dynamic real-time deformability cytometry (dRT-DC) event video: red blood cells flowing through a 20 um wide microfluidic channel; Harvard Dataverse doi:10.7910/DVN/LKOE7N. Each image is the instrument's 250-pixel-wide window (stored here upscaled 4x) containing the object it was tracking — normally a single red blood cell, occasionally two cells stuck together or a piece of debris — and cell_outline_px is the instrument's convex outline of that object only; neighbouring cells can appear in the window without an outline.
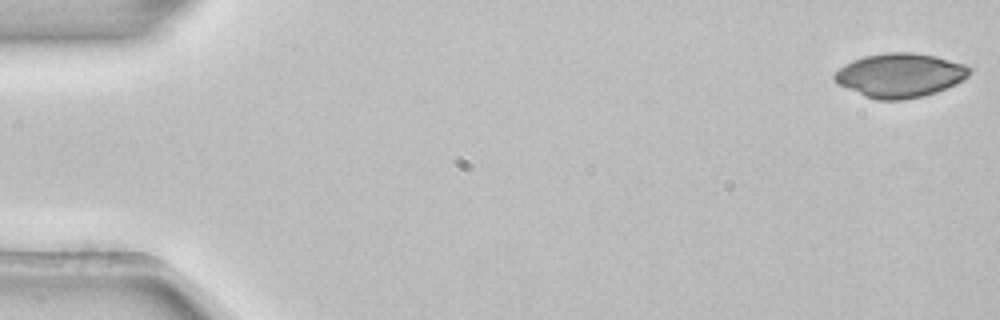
{"species": "common noctule bat (a hibernating species)", "species_latin": "Nyctalus noctula", "temperature_condition": "room temperature", "stored_images_in_passage": 53, "camera_frame_rate_fps": 3000, "um_per_image_px": 0.085, "animal": {"sex": "female", "body_mass_g": 22.7, "forearm_length_mm": 54.2}, "frame": {"image": 1, "passage_image": 1, "time_ms": 0.0, "image_size_px": [1000, 320], "cell_outline_px": [[972, 72], [964, 80], [936, 92], [924, 96], [904, 100], [876, 100], [864, 96], [836, 84], [832, 76], [844, 64], [852, 60], [864, 56], [884, 52], [912, 52], [936, 56], [964, 64], [972, 68]], "centroid_in_image_um": [76.49, 6.4], "position_along_channel_um": 8.5, "area_um2": 35.03}}